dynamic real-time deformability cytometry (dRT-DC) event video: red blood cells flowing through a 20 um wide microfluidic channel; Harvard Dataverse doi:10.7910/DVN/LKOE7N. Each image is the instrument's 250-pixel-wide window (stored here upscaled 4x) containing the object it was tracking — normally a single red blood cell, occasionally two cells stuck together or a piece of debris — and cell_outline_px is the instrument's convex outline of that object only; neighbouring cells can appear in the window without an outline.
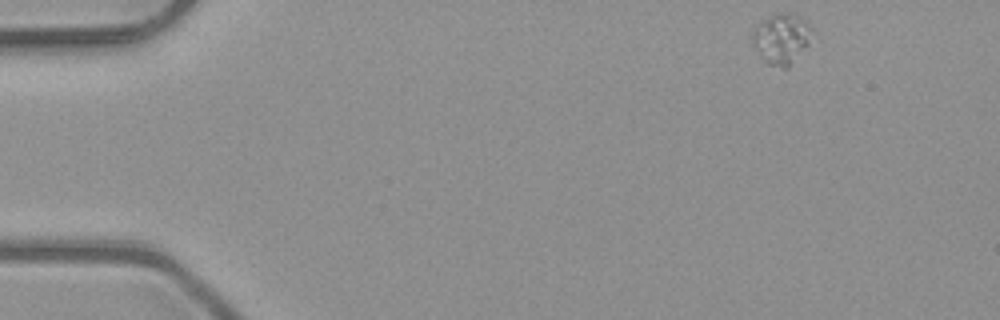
{"species": "common noctule bat (a hibernating species)", "species_latin": "Nyctalus noctula", "temperature_condition": "room temperature", "stored_images_in_passage": 4, "camera_frame_rate_fps": 3000, "um_per_image_px": 0.085, "animal": {"sex": "male", "body_mass_g": 23.1, "forearm_length_mm": 52.7}, "frame": {"image": 1, "passage_image": 1, "time_ms": 0.0, "image_size_px": [1000, 320], "cell_outline_px": [[812, 28], [804, 44], [788, 68], [784, 68], [768, 64], [764, 60], [752, 44], [752, 36], [756, 28], [764, 20], [776, 12], [788, 12], [804, 20]], "centroid_in_image_um": [66.36, 3.27], "position_along_channel_um": 18.6, "area_um2": 16.47}}
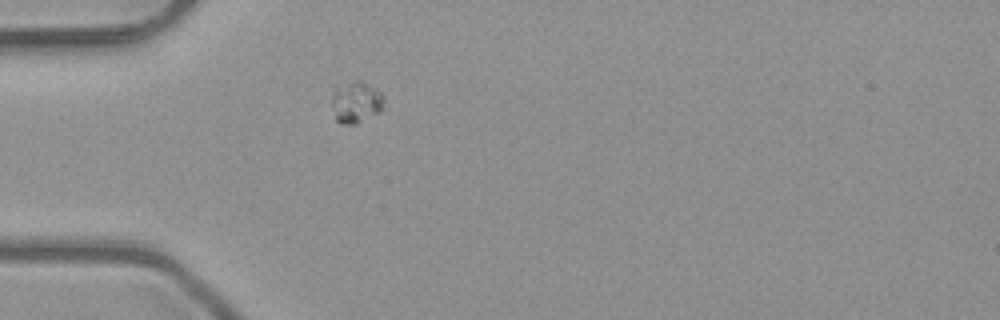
{"frame": {"image": 2, "passage_image": 4, "time_ms": 1.0, "image_size_px": [1000, 320], "cell_outline_px": [[384, 100], [380, 108], [376, 112], [356, 124], [344, 124], [336, 120], [332, 104], [332, 92], [336, 88], [356, 80], [364, 80], [376, 88], [384, 96]], "centroid_in_image_um": [30.25, 8.65], "position_along_channel_um": 54.7, "area_um2": 12.31}}